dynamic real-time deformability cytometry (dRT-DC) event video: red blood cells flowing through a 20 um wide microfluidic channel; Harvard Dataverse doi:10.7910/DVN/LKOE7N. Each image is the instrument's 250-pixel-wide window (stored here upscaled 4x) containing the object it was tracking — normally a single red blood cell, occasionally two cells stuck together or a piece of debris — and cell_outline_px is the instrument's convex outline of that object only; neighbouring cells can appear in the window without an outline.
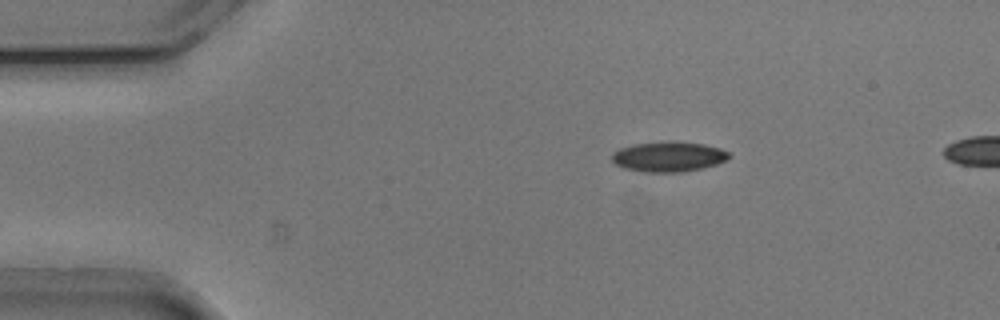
{"species": "common noctule bat (a hibernating species)", "species_latin": "Nyctalus noctula", "temperature_condition": "cold", "stored_images_in_passage": 44, "camera_frame_rate_fps": 3000, "um_per_image_px": 0.085, "animal": {"sex": "male", "body_mass_g": 20.5, "forearm_length_mm": 52.5}, "frame": {"image": 1, "passage_image": 1, "time_ms": 0.0, "image_size_px": [1000, 320], "cell_outline_px": [[732, 156], [728, 160], [704, 168], [684, 172], [640, 172], [624, 168], [616, 164], [612, 160], [612, 152], [620, 148], [636, 144], [704, 144], [720, 148], [728, 152]], "centroid_in_image_um": [56.85, 13.37], "position_along_channel_um": 28.2, "area_um2": 19.88}}
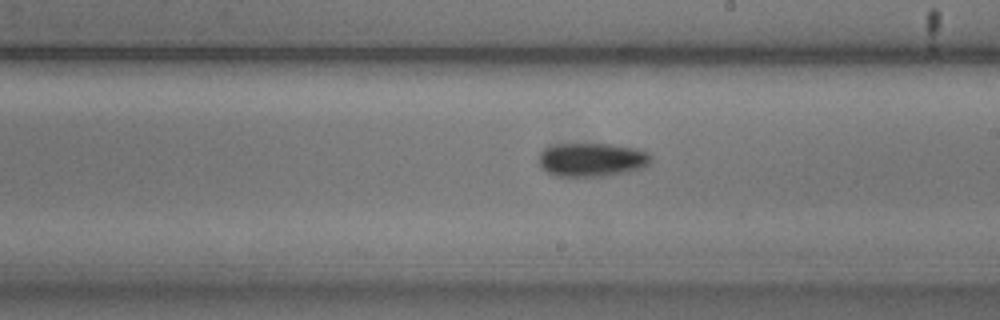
{"frame": {"image": 2, "passage_image": 22, "time_ms": 7.0, "image_size_px": [1000, 320], "cell_outline_px": [[652, 160], [644, 168], [628, 172], [608, 176], [556, 176], [540, 168], [540, 152], [544, 148], [552, 144], [612, 144], [636, 148], [648, 152], [652, 156]], "centroid_in_image_um": [50.34, 13.57], "position_along_channel_um": 238.7, "area_um2": 22.31}}
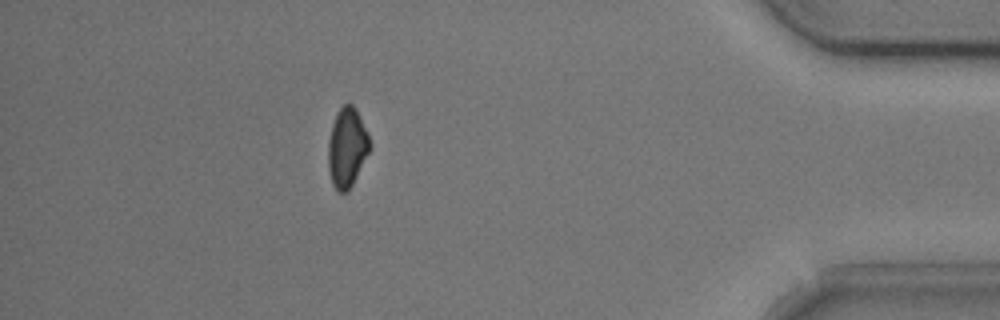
{"frame": {"image": 3, "passage_image": 39, "time_ms": 12.667, "image_size_px": [1000, 320], "cell_outline_px": [[372, 148], [352, 184], [344, 192], [340, 192], [332, 184], [328, 168], [328, 140], [332, 124], [336, 112], [344, 104], [352, 104], [356, 108], [372, 144]], "centroid_in_image_um": [29.5, 12.51], "position_along_channel_um": 405.7, "area_um2": 19.25}, "authors_computed_cell_mechanics": {"area_um2": 21.1548, "velocity_mm_per_s": 3.7805, "shape_relaxation_time_tau1_ms": 6.0506, "shape_relaxation_time_tau2_ms": null, "deformation_change_tau1": 0.099, "deformation_change_tau2": null}}